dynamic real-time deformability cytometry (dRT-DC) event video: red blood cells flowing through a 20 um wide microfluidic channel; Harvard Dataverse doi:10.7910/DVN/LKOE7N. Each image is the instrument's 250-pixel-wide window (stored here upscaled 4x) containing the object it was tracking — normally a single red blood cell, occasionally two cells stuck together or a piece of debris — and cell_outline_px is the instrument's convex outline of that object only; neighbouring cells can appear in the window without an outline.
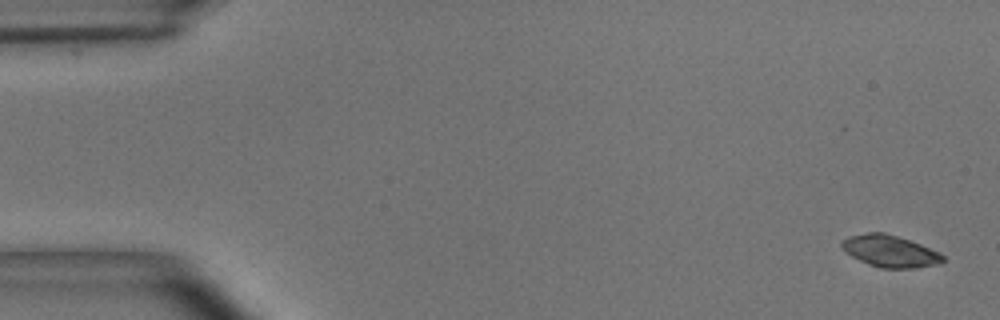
{"species": "common noctule bat (a hibernating species)", "species_latin": "Nyctalus noctula", "temperature_condition": "room temperature", "stored_images_in_passage": 54, "camera_frame_rate_fps": 3000, "um_per_image_px": 0.085, "animal": {"sex": "male", "body_mass_g": 15.6}, "frame": {"image": 1, "passage_image": 1, "time_ms": 0.0, "image_size_px": [1000, 320], "cell_outline_px": [[944, 260], [940, 264], [916, 268], [880, 268], [868, 264], [844, 252], [840, 244], [840, 240], [848, 236], [868, 232], [884, 232], [920, 244], [940, 252], [944, 256]], "centroid_in_image_um": [75.63, 21.35], "position_along_channel_um": 9.4, "area_um2": 18.9}}
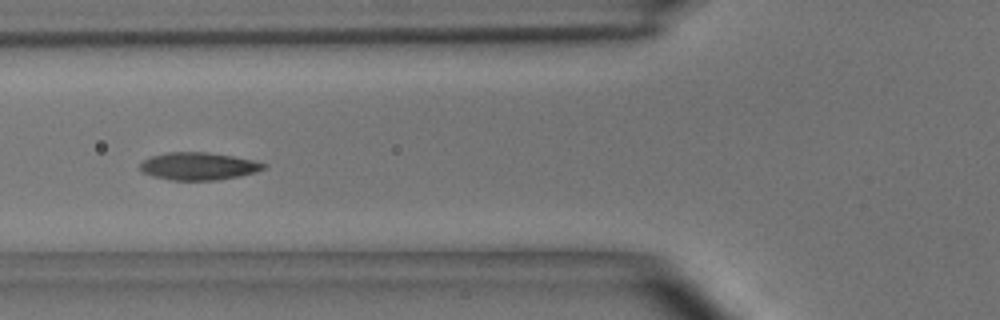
{"frame": {"image": 2, "passage_image": 20, "time_ms": 6.333, "image_size_px": [1000, 320], "cell_outline_px": [[268, 164], [264, 168], [256, 172], [240, 176], [220, 180], [168, 180], [152, 176], [144, 172], [140, 168], [140, 164], [144, 160], [152, 156], [168, 152], [204, 152], [232, 156], [252, 160]], "centroid_in_image_um": [16.88, 14.13], "position_along_channel_um": 108.9, "area_um2": 19.77}}
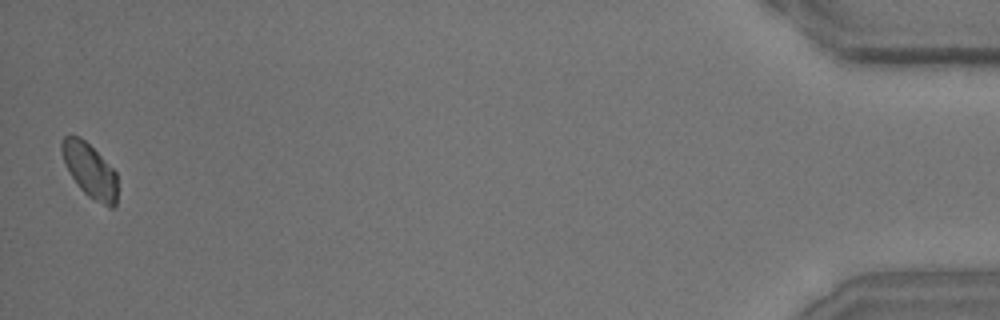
{"frame": {"image": 3, "passage_image": 54, "time_ms": 17.667, "image_size_px": [1000, 320], "cell_outline_px": [[116, 204], [112, 208], [108, 208], [88, 196], [80, 188], [64, 164], [60, 148], [60, 140], [64, 136], [80, 136], [116, 172]], "centroid_in_image_um": [7.6, 14.49], "position_along_channel_um": 427.6, "area_um2": 17.34}, "authors_computed_cell_mechanics": {"area_um2": 18.9873, "velocity_mm_per_s": 3.6117, "shape_relaxation_time_tau1_ms": 3.2753, "shape_relaxation_time_tau2_ms": 1.8017, "deformation_change_tau1": 0.1345, "deformation_change_tau2": 0.04}}